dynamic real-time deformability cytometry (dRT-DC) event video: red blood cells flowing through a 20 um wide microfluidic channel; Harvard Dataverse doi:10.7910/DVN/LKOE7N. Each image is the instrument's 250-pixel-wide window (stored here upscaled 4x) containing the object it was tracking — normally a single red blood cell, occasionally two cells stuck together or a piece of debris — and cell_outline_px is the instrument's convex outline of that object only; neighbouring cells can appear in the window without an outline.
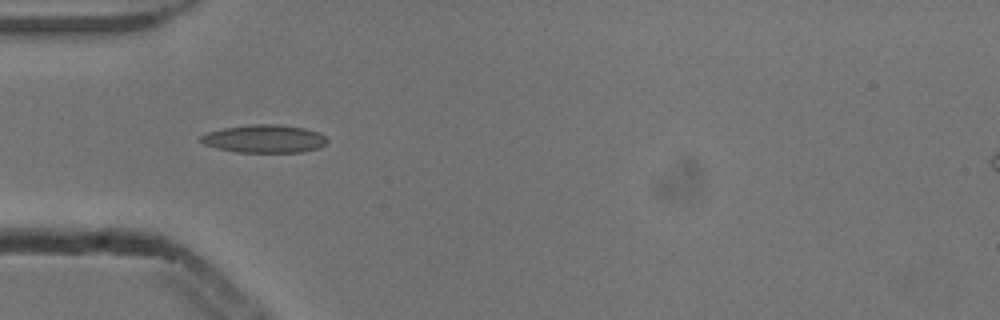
{"species": "common noctule bat (a hibernating species)", "species_latin": "Nyctalus noctula", "temperature_condition": "cold", "stored_images_in_passage": 5, "camera_frame_rate_fps": 3000, "um_per_image_px": 0.085, "animal": {"sex": "male", "body_mass_g": 13.3}, "frame": {"image": 1, "passage_image": 2, "time_ms": 0.333, "image_size_px": [1000, 320], "cell_outline_px": [[328, 140], [320, 148], [304, 152], [236, 152], [216, 148], [204, 144], [200, 140], [200, 136], [208, 132], [224, 128], [252, 124], [276, 124], [304, 128], [320, 132]], "centroid_in_image_um": [22.49, 11.8], "position_along_channel_um": 62.5, "area_um2": 20.63}}
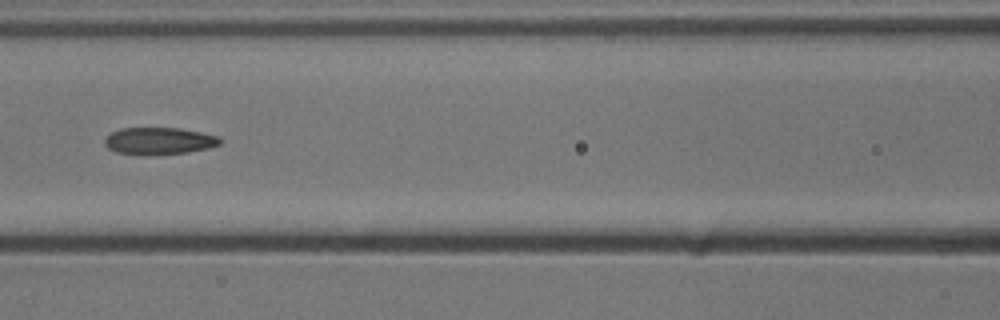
{"frame": {"image": 2, "passage_image": 4, "time_ms": 1.0, "image_size_px": [1000, 320], "cell_outline_px": [[224, 140], [220, 144], [208, 148], [188, 152], [148, 156], [140, 156], [116, 152], [108, 148], [104, 144], [104, 140], [112, 132], [120, 128], [180, 128], [220, 136]], "centroid_in_image_um": [13.53, 11.99], "position_along_channel_um": 153.1, "area_um2": 18.55}}
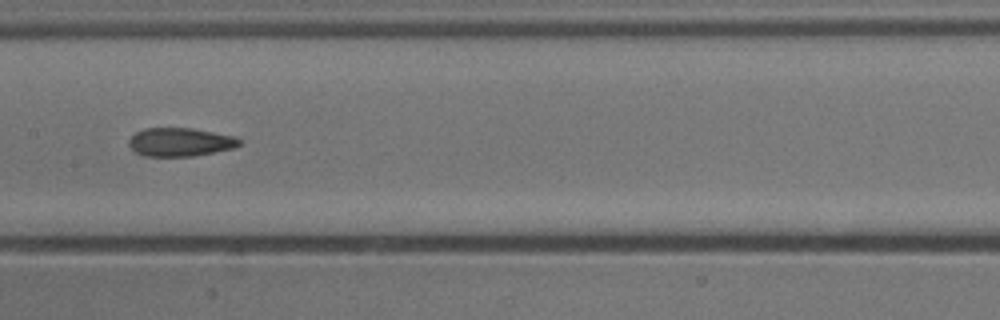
{"frame": {"image": 3, "passage_image": 5, "time_ms": 1.333, "image_size_px": [1000, 320], "cell_outline_px": [[240, 144], [232, 148], [192, 156], [144, 156], [136, 152], [128, 144], [128, 140], [136, 132], [144, 128], [192, 128], [236, 136], [240, 140]], "centroid_in_image_um": [15.29, 12.06], "position_along_channel_um": 192.1, "area_um2": 18.21}}